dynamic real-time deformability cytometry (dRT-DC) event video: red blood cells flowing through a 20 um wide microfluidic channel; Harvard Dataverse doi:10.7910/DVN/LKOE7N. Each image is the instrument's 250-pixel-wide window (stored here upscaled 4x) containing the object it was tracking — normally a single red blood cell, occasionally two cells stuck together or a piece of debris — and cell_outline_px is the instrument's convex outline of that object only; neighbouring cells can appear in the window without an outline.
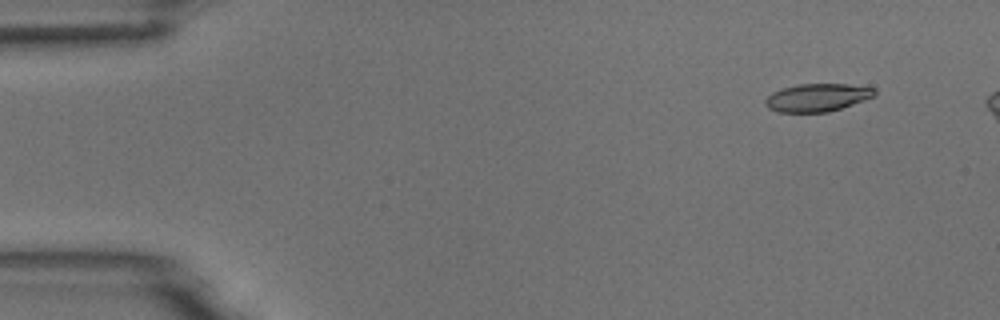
{"species": "common noctule bat (a hibernating species)", "species_latin": "Nyctalus noctula", "temperature_condition": "room temperature", "stored_images_in_passage": 6, "camera_frame_rate_fps": 3000, "um_per_image_px": 0.085, "animal": {"sex": "male", "body_mass_g": 18.8}, "frame": {"image": 1, "passage_image": 2, "time_ms": 1.0, "image_size_px": [1000, 320], "cell_outline_px": [[876, 96], [828, 112], [776, 112], [768, 108], [764, 104], [764, 100], [772, 92], [780, 88], [800, 84], [848, 84], [876, 88]], "centroid_in_image_um": [69.45, 8.29], "position_along_channel_um": 15.6, "area_um2": 17.86}}